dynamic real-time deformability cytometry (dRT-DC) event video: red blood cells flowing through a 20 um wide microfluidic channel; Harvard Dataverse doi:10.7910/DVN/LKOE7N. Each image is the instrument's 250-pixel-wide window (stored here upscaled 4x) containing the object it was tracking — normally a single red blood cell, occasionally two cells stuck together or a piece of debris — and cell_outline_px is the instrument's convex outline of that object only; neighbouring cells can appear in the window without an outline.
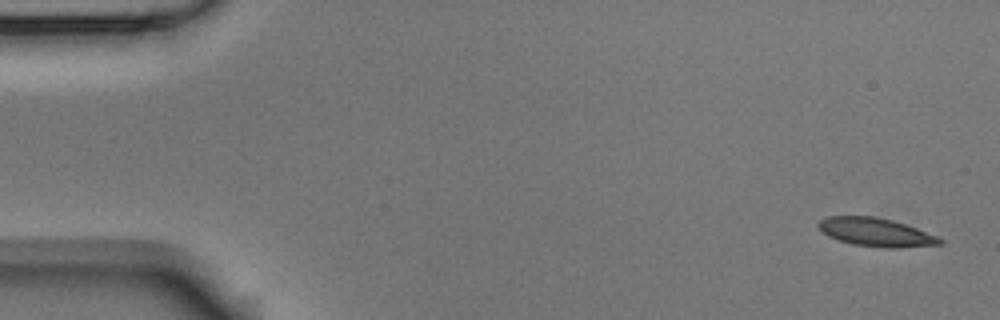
{"species": "Egyptian fruit bat (a non-hibernating species)", "species_latin": "Rousettus aegyptiacus", "temperature_condition": "room temperature", "stored_images_in_passage": 4, "camera_frame_rate_fps": 3000, "um_per_image_px": 0.085, "animal": {"sex": "male"}, "frame": {"image": 1, "passage_image": 1, "time_ms": 0.0, "image_size_px": [1000, 320], "cell_outline_px": [[944, 244], [896, 248], [888, 248], [852, 244], [828, 236], [816, 224], [820, 220], [828, 216], [872, 216], [892, 220], [916, 228], [936, 236], [944, 240]], "centroid_in_image_um": [74.46, 19.74], "position_along_channel_um": 10.5, "area_um2": 19.88}}